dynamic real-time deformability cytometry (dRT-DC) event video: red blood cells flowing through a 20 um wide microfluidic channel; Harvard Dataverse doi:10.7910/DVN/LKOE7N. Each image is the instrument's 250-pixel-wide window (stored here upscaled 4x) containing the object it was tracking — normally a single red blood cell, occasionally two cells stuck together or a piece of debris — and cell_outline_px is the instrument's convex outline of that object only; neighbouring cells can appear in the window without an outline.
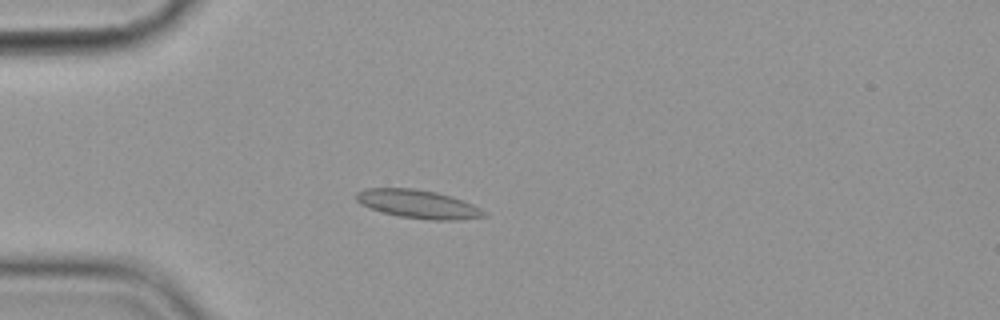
{"species": "common noctule bat (a hibernating species)", "species_latin": "Nyctalus noctula", "temperature_condition": "cold", "stored_images_in_passage": 4, "camera_frame_rate_fps": 3000, "um_per_image_px": 0.085, "animal": {"sex": "female", "body_mass_g": 19.9}, "frame": {"image": 1, "passage_image": 4, "time_ms": 3.333, "image_size_px": [1000, 320], "cell_outline_px": [[484, 216], [460, 220], [428, 220], [400, 216], [384, 212], [360, 204], [356, 200], [356, 192], [364, 188], [412, 188], [436, 192], [452, 196], [472, 204], [484, 212]], "centroid_in_image_um": [35.5, 17.34], "position_along_channel_um": 49.5, "area_um2": 20.92}}